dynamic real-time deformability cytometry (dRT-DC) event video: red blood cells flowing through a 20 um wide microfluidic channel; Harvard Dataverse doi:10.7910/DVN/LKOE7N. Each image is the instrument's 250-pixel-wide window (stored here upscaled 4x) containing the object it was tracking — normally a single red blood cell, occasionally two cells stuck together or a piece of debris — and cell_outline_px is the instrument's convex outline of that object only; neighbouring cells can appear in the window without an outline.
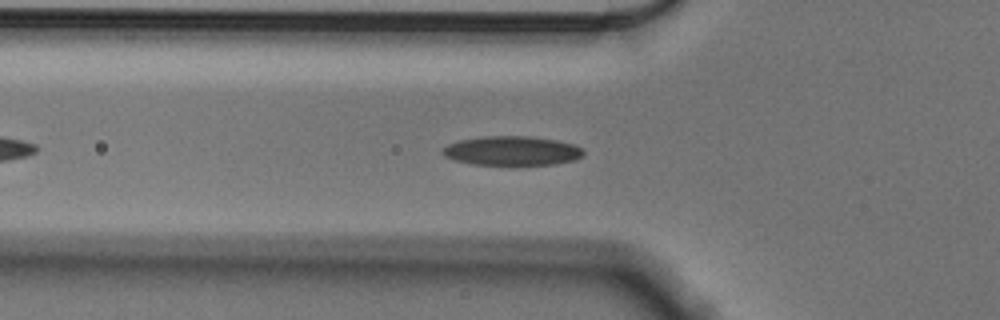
{"species": "Egyptian fruit bat (a non-hibernating species)", "species_latin": "Rousettus aegyptiacus", "temperature_condition": "cold", "stored_images_in_passage": 39, "camera_frame_rate_fps": 3000, "um_per_image_px": 0.085, "animal": {"sex": "male"}, "frame": {"image": 1, "passage_image": 5, "time_ms": 1.333, "image_size_px": [1000, 320], "cell_outline_px": [[584, 152], [576, 160], [556, 164], [512, 168], [472, 164], [456, 160], [444, 156], [444, 148], [448, 144], [460, 140], [484, 136], [528, 136], [556, 140], [576, 144]], "centroid_in_image_um": [43.55, 12.87], "position_along_channel_um": 82.2, "area_um2": 24.91}}
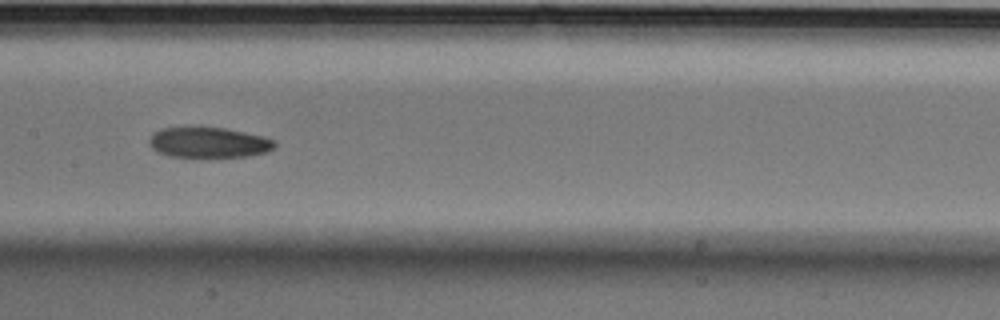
{"frame": {"image": 2, "passage_image": 14, "time_ms": 4.333, "image_size_px": [1000, 320], "cell_outline_px": [[276, 144], [272, 148], [264, 152], [248, 156], [200, 160], [168, 156], [156, 152], [148, 144], [148, 140], [152, 132], [160, 128], [224, 128], [264, 136], [276, 140]], "centroid_in_image_um": [17.68, 12.17], "position_along_channel_um": 189.7, "area_um2": 23.18}}
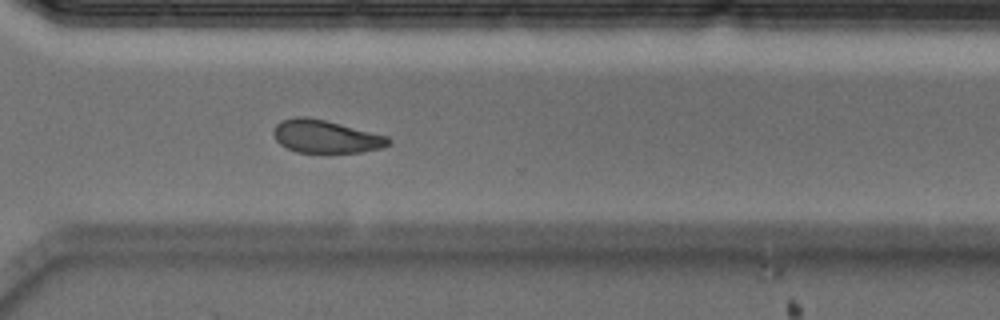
{"frame": {"image": 3, "passage_image": 27, "time_ms": 8.667, "image_size_px": [1000, 320], "cell_outline_px": [[392, 140], [388, 144], [380, 148], [360, 152], [296, 152], [280, 144], [276, 140], [272, 132], [276, 124], [280, 120], [296, 116], [304, 116], [324, 120], [388, 136]], "centroid_in_image_um": [27.65, 11.59], "position_along_channel_um": 343.0, "area_um2": 21.85}, "authors_computed_cell_mechanics": {"area_um2": 23.0622, "velocity_mm_per_s": 3.5434, "shape_relaxation_time_tau1_ms": 4.4587, "shape_relaxation_time_tau2_ms": 11.1969, "deformation_change_tau1": 0.0952, "deformation_change_tau2": 0.1693}}